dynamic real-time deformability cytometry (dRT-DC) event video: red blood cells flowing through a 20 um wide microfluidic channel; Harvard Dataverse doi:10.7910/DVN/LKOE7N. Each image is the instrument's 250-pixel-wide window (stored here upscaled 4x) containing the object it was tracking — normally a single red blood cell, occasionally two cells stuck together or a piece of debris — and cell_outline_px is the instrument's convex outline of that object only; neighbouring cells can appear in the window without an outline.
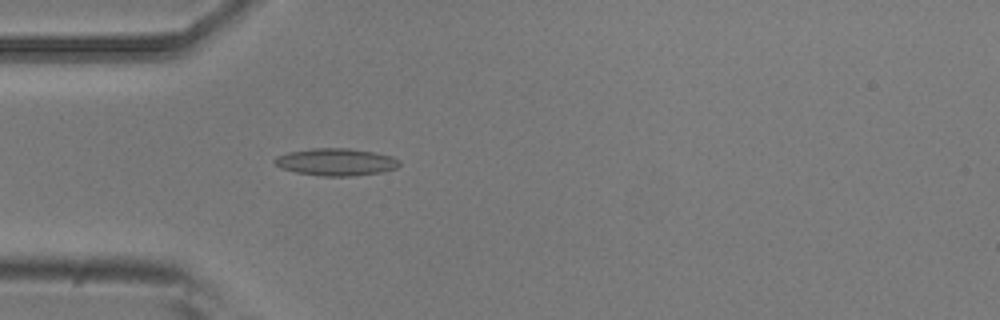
{"species": "common noctule bat (a hibernating species)", "species_latin": "Nyctalus noctula", "temperature_condition": "room temperature", "stored_images_in_passage": 3, "camera_frame_rate_fps": 3000, "um_per_image_px": 0.085, "animal": {"sex": "male", "body_mass_g": 20.5, "forearm_length_mm": 52.5}, "frame": {"image": 1, "passage_image": 3, "time_ms": 0.667, "image_size_px": [1000, 320], "cell_outline_px": [[400, 164], [396, 168], [380, 172], [352, 176], [324, 176], [296, 172], [280, 168], [272, 160], [276, 156], [288, 152], [312, 148], [348, 148], [376, 152], [392, 156], [400, 160]], "centroid_in_image_um": [28.55, 13.76], "position_along_channel_um": 56.4, "area_um2": 19.88}}